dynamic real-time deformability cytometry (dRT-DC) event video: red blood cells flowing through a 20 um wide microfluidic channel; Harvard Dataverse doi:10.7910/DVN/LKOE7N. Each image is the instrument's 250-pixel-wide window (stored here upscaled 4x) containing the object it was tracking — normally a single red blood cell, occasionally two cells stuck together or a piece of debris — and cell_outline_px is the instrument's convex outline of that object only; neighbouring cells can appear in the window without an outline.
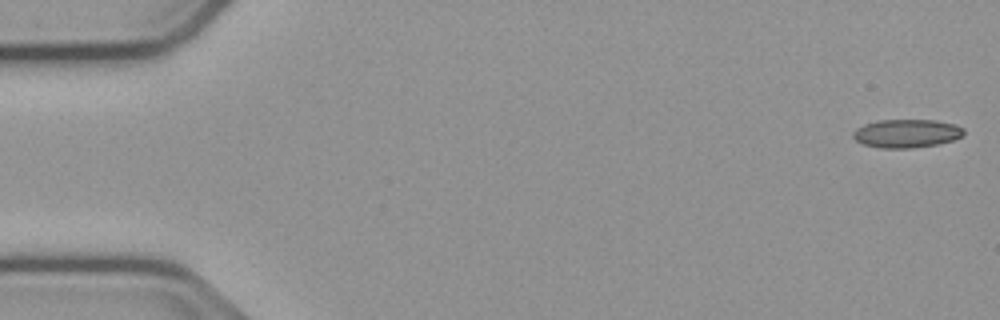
{"species": "common noctule bat (a hibernating species)", "species_latin": "Nyctalus noctula", "temperature_condition": "cold", "stored_images_in_passage": 54, "camera_frame_rate_fps": 3000, "um_per_image_px": 0.085, "animal": {"sex": "male", "body_mass_g": 23.1, "forearm_length_mm": 52.7}, "frame": {"image": 1, "passage_image": 1, "time_ms": 0.0, "image_size_px": [1000, 320], "cell_outline_px": [[964, 136], [952, 140], [936, 144], [912, 148], [880, 148], [864, 144], [856, 140], [852, 136], [852, 132], [856, 128], [864, 124], [880, 120], [936, 120], [956, 124], [964, 128]], "centroid_in_image_um": [77.07, 11.33], "position_along_channel_um": 7.9, "area_um2": 18.38}}
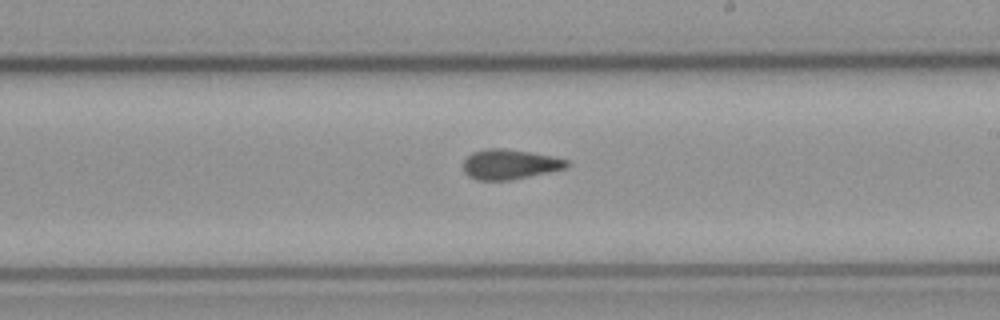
{"frame": {"image": 2, "passage_image": 31, "time_ms": 10.0, "image_size_px": [1000, 320], "cell_outline_px": [[568, 164], [564, 168], [548, 172], [512, 180], [476, 180], [468, 176], [464, 172], [464, 160], [472, 152], [484, 148], [504, 148], [532, 152], [552, 156], [568, 160]], "centroid_in_image_um": [43.29, 13.96], "position_along_channel_um": 245.7, "area_um2": 18.09}}
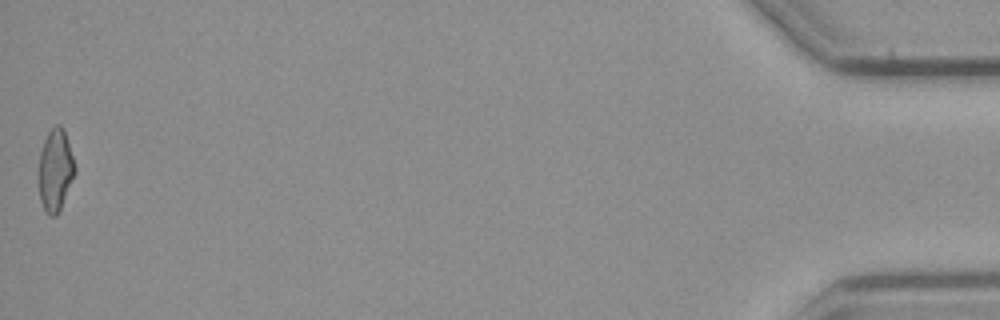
{"frame": {"image": 3, "passage_image": 54, "time_ms": 17.667, "image_size_px": [1000, 320], "cell_outline_px": [[76, 172], [60, 208], [56, 216], [48, 216], [40, 200], [40, 152], [44, 140], [48, 132], [56, 124], [60, 124], [64, 128], [76, 168]], "centroid_in_image_um": [4.72, 14.43], "position_along_channel_um": 430.5, "area_um2": 16.99}, "authors_computed_cell_mechanics": {"area_um2": 18.0625, "velocity_mm_per_s": 3.7805, "shape_relaxation_time_tau1_ms": 10.2854, "shape_relaxation_time_tau2_ms": 2.3044, "deformation_change_tau1": 0.1836, "deformation_change_tau2": 0.0931}}